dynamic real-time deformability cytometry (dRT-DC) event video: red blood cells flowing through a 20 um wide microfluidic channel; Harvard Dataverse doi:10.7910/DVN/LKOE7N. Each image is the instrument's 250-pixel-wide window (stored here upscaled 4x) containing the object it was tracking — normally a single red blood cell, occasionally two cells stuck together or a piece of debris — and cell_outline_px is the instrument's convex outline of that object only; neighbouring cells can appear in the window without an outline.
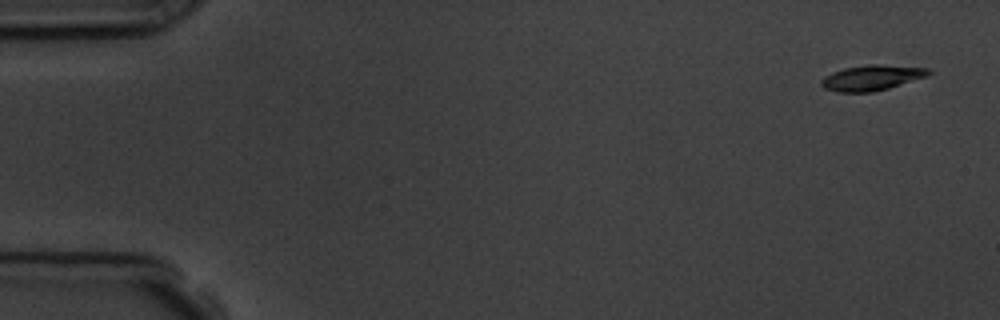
{"species": "common noctule bat (a hibernating species)", "species_latin": "Nyctalus noctula", "temperature_condition": "room temperature", "stored_images_in_passage": 5, "camera_frame_rate_fps": 3000, "um_per_image_px": 0.085, "animal": {"sex": "male", "body_mass_g": 19.5, "forearm_length_mm": 54.6}, "frame": {"image": 1, "passage_image": 1, "time_ms": 0.0, "image_size_px": [1000, 320], "cell_outline_px": [[932, 72], [928, 76], [888, 88], [872, 92], [836, 92], [824, 88], [820, 84], [820, 80], [824, 76], [832, 72], [844, 68], [868, 64], [880, 64], [928, 68]], "centroid_in_image_um": [74.08, 6.6], "position_along_channel_um": 10.9, "area_um2": 15.95}}
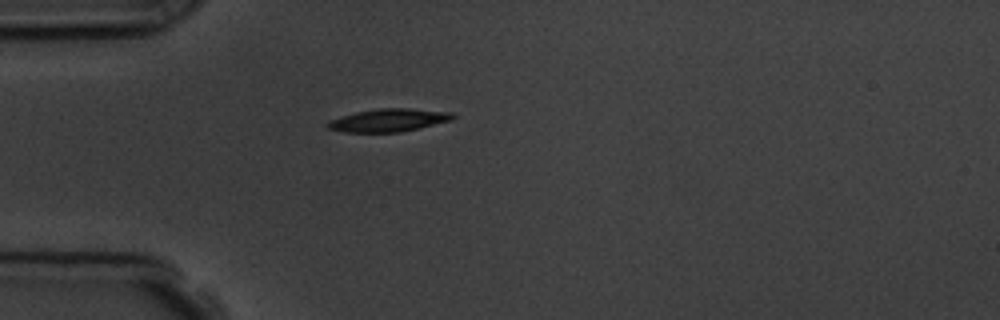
{"frame": {"image": 2, "passage_image": 5, "time_ms": 4.333, "image_size_px": [1000, 320], "cell_outline_px": [[456, 116], [452, 120], [400, 132], [344, 132], [328, 128], [324, 124], [328, 120], [356, 112], [380, 108], [408, 108], [452, 112]], "centroid_in_image_um": [33.01, 10.21], "position_along_channel_um": 52.0, "area_um2": 16.65}}